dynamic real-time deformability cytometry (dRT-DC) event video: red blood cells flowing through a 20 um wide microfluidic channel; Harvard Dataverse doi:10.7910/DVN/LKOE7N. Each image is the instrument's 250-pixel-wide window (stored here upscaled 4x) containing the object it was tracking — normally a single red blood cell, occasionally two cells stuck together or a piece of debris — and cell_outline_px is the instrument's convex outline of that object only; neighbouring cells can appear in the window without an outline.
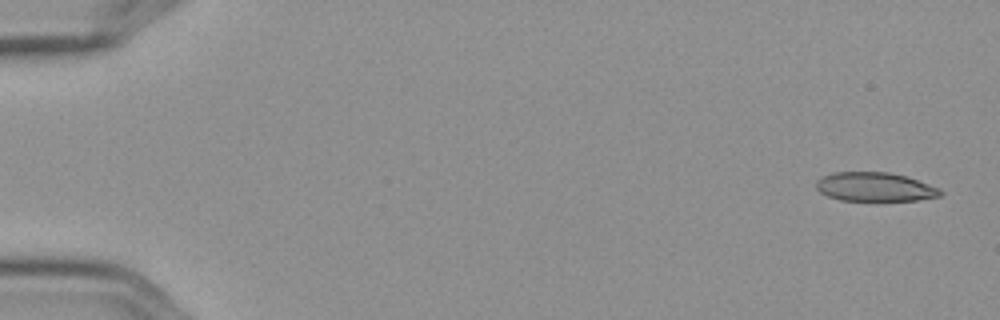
{"species": "Egyptian fruit bat (a non-hibernating species)", "species_latin": "Rousettus aegyptiacus", "temperature_condition": "cold", "stored_images_in_passage": 5, "camera_frame_rate_fps": 3000, "um_per_image_px": 0.085, "frame": {"image": 1, "passage_image": 1, "time_ms": 0.0, "image_size_px": [1000, 320], "cell_outline_px": [[944, 192], [940, 196], [920, 200], [840, 200], [828, 196], [820, 192], [816, 188], [816, 180], [832, 172], [888, 172], [904, 176], [940, 188]], "centroid_in_image_um": [74.36, 15.89], "position_along_channel_um": 10.6, "area_um2": 20.81}}